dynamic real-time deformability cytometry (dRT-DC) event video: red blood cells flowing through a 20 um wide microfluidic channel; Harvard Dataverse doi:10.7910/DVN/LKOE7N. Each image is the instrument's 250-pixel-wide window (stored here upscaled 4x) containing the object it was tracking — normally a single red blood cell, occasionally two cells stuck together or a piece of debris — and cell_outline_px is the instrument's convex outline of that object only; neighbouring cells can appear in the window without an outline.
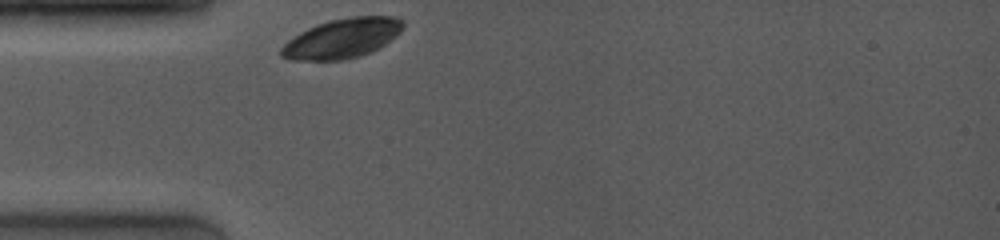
{"species": "common noctule bat (a hibernating species)", "species_latin": "Nyctalus noctula", "temperature_condition": "room temperature", "stored_images_in_passage": 1, "camera_frame_rate_fps": 4000, "um_per_image_px": 0.085, "animal": {"sex": "female", "body_mass_g": 19.0, "forearm_length_mm": 53.3}, "frame": {"image": 1, "passage_image": 1, "time_ms": 0.0, "image_size_px": [1000, 240], "cell_outline_px": [[404, 24], [400, 32], [396, 36], [384, 44], [360, 56], [344, 60], [288, 60], [280, 56], [280, 48], [288, 40], [300, 32], [308, 28], [328, 20], [352, 16], [396, 16], [404, 20]], "centroid_in_image_um": [29.07, 3.25], "position_along_channel_um": 55.9, "area_um2": 28.15}}